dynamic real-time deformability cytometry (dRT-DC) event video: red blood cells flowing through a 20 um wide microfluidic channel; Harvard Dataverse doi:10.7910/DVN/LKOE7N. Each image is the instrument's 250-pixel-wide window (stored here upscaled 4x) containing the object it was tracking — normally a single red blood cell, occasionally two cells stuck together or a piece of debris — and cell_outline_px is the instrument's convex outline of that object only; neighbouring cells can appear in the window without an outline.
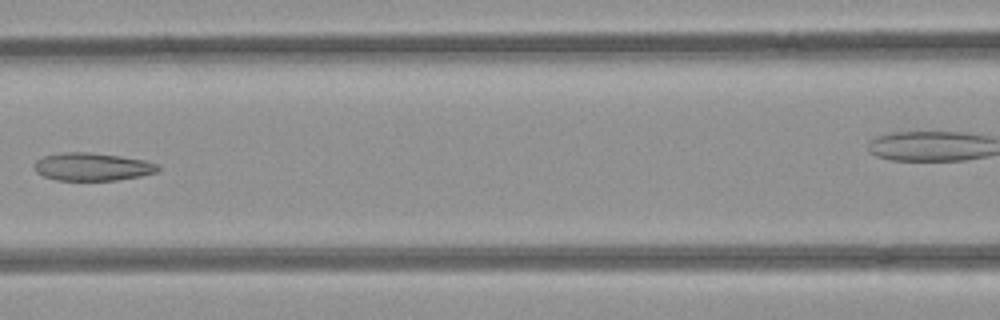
{"species": "common noctule bat (a hibernating species)", "species_latin": "Nyctalus noctula", "temperature_condition": "room temperature", "stored_images_in_passage": 9, "segment_of_instrument_passage": [1, 2], "camera_frame_rate_fps": 3000, "um_per_image_px": 0.085, "animal": {"sex": "female", "body_mass_g": 21.9}, "frame": {"image": 1, "passage_image": 7, "time_ms": 2.0, "image_size_px": [1000, 320], "cell_outline_px": [[160, 168], [156, 172], [140, 176], [116, 180], [56, 180], [44, 176], [36, 172], [36, 160], [44, 156], [64, 152], [88, 152], [120, 156], [144, 160], [156, 164]], "centroid_in_image_um": [7.84, 14.17], "position_along_channel_um": 158.8, "area_um2": 19.83}}